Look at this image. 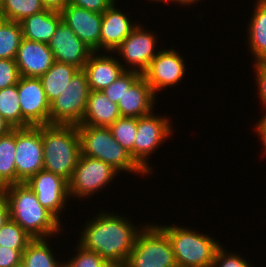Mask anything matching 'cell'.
Listing matches in <instances>:
<instances>
[{"label": "cell", "instance_id": "cell-35", "mask_svg": "<svg viewBox=\"0 0 266 267\" xmlns=\"http://www.w3.org/2000/svg\"><path fill=\"white\" fill-rule=\"evenodd\" d=\"M20 74L15 60L0 59V90L18 83Z\"/></svg>", "mask_w": 266, "mask_h": 267}, {"label": "cell", "instance_id": "cell-37", "mask_svg": "<svg viewBox=\"0 0 266 267\" xmlns=\"http://www.w3.org/2000/svg\"><path fill=\"white\" fill-rule=\"evenodd\" d=\"M117 0H68V4L96 13H104Z\"/></svg>", "mask_w": 266, "mask_h": 267}, {"label": "cell", "instance_id": "cell-9", "mask_svg": "<svg viewBox=\"0 0 266 267\" xmlns=\"http://www.w3.org/2000/svg\"><path fill=\"white\" fill-rule=\"evenodd\" d=\"M117 175L119 176V172L108 163L80 154L72 177L68 181L69 197L86 200L103 187L110 186Z\"/></svg>", "mask_w": 266, "mask_h": 267}, {"label": "cell", "instance_id": "cell-40", "mask_svg": "<svg viewBox=\"0 0 266 267\" xmlns=\"http://www.w3.org/2000/svg\"><path fill=\"white\" fill-rule=\"evenodd\" d=\"M266 110V109H265ZM255 128V132L258 133V137L261 140L260 142H262V149H263V154L266 155V112L265 114L262 116V118L255 124L254 126Z\"/></svg>", "mask_w": 266, "mask_h": 267}, {"label": "cell", "instance_id": "cell-18", "mask_svg": "<svg viewBox=\"0 0 266 267\" xmlns=\"http://www.w3.org/2000/svg\"><path fill=\"white\" fill-rule=\"evenodd\" d=\"M114 2L102 13L100 33V50L113 52L138 25L137 21H131L128 15L121 11ZM117 8V9H116Z\"/></svg>", "mask_w": 266, "mask_h": 267}, {"label": "cell", "instance_id": "cell-38", "mask_svg": "<svg viewBox=\"0 0 266 267\" xmlns=\"http://www.w3.org/2000/svg\"><path fill=\"white\" fill-rule=\"evenodd\" d=\"M23 251L0 246V267H16L22 261Z\"/></svg>", "mask_w": 266, "mask_h": 267}, {"label": "cell", "instance_id": "cell-42", "mask_svg": "<svg viewBox=\"0 0 266 267\" xmlns=\"http://www.w3.org/2000/svg\"><path fill=\"white\" fill-rule=\"evenodd\" d=\"M153 2H163V3H170L171 1L174 3L180 4V6H191L192 4H197V2H200L202 0H151ZM182 4V5H181Z\"/></svg>", "mask_w": 266, "mask_h": 267}, {"label": "cell", "instance_id": "cell-27", "mask_svg": "<svg viewBox=\"0 0 266 267\" xmlns=\"http://www.w3.org/2000/svg\"><path fill=\"white\" fill-rule=\"evenodd\" d=\"M0 115L13 129L31 127L22 118L17 84L0 90Z\"/></svg>", "mask_w": 266, "mask_h": 267}, {"label": "cell", "instance_id": "cell-16", "mask_svg": "<svg viewBox=\"0 0 266 267\" xmlns=\"http://www.w3.org/2000/svg\"><path fill=\"white\" fill-rule=\"evenodd\" d=\"M65 22L77 37L94 52L100 51V33L102 13H96L84 8L67 4L60 12Z\"/></svg>", "mask_w": 266, "mask_h": 267}, {"label": "cell", "instance_id": "cell-5", "mask_svg": "<svg viewBox=\"0 0 266 267\" xmlns=\"http://www.w3.org/2000/svg\"><path fill=\"white\" fill-rule=\"evenodd\" d=\"M81 154L100 159L115 170L148 176L113 137L109 127L78 125Z\"/></svg>", "mask_w": 266, "mask_h": 267}, {"label": "cell", "instance_id": "cell-11", "mask_svg": "<svg viewBox=\"0 0 266 267\" xmlns=\"http://www.w3.org/2000/svg\"><path fill=\"white\" fill-rule=\"evenodd\" d=\"M16 183H25L43 170L41 126L16 129Z\"/></svg>", "mask_w": 266, "mask_h": 267}, {"label": "cell", "instance_id": "cell-13", "mask_svg": "<svg viewBox=\"0 0 266 267\" xmlns=\"http://www.w3.org/2000/svg\"><path fill=\"white\" fill-rule=\"evenodd\" d=\"M25 183L37 195L40 204L61 222L60 214L70 200L68 181L43 169Z\"/></svg>", "mask_w": 266, "mask_h": 267}, {"label": "cell", "instance_id": "cell-14", "mask_svg": "<svg viewBox=\"0 0 266 267\" xmlns=\"http://www.w3.org/2000/svg\"><path fill=\"white\" fill-rule=\"evenodd\" d=\"M17 87L22 118L31 127L49 125L50 103L41 80L36 77L20 76Z\"/></svg>", "mask_w": 266, "mask_h": 267}, {"label": "cell", "instance_id": "cell-3", "mask_svg": "<svg viewBox=\"0 0 266 267\" xmlns=\"http://www.w3.org/2000/svg\"><path fill=\"white\" fill-rule=\"evenodd\" d=\"M41 136L43 169L69 181L81 154V141L77 126L43 125Z\"/></svg>", "mask_w": 266, "mask_h": 267}, {"label": "cell", "instance_id": "cell-20", "mask_svg": "<svg viewBox=\"0 0 266 267\" xmlns=\"http://www.w3.org/2000/svg\"><path fill=\"white\" fill-rule=\"evenodd\" d=\"M101 53L93 52L83 68L91 91H102L125 71L113 52Z\"/></svg>", "mask_w": 266, "mask_h": 267}, {"label": "cell", "instance_id": "cell-22", "mask_svg": "<svg viewBox=\"0 0 266 267\" xmlns=\"http://www.w3.org/2000/svg\"><path fill=\"white\" fill-rule=\"evenodd\" d=\"M62 21L59 11L45 9L20 22L23 38L48 44Z\"/></svg>", "mask_w": 266, "mask_h": 267}, {"label": "cell", "instance_id": "cell-31", "mask_svg": "<svg viewBox=\"0 0 266 267\" xmlns=\"http://www.w3.org/2000/svg\"><path fill=\"white\" fill-rule=\"evenodd\" d=\"M32 239L31 236L10 218L0 228V246L16 250H25Z\"/></svg>", "mask_w": 266, "mask_h": 267}, {"label": "cell", "instance_id": "cell-30", "mask_svg": "<svg viewBox=\"0 0 266 267\" xmlns=\"http://www.w3.org/2000/svg\"><path fill=\"white\" fill-rule=\"evenodd\" d=\"M114 139L130 153L134 160L137 118L120 117L110 127Z\"/></svg>", "mask_w": 266, "mask_h": 267}, {"label": "cell", "instance_id": "cell-32", "mask_svg": "<svg viewBox=\"0 0 266 267\" xmlns=\"http://www.w3.org/2000/svg\"><path fill=\"white\" fill-rule=\"evenodd\" d=\"M75 247V254L70 260L63 261V267H103L107 261L97 252L83 248L78 243Z\"/></svg>", "mask_w": 266, "mask_h": 267}, {"label": "cell", "instance_id": "cell-4", "mask_svg": "<svg viewBox=\"0 0 266 267\" xmlns=\"http://www.w3.org/2000/svg\"><path fill=\"white\" fill-rule=\"evenodd\" d=\"M159 227L170 239L178 267H212L216 251L222 245L219 240L187 225L160 224Z\"/></svg>", "mask_w": 266, "mask_h": 267}, {"label": "cell", "instance_id": "cell-10", "mask_svg": "<svg viewBox=\"0 0 266 267\" xmlns=\"http://www.w3.org/2000/svg\"><path fill=\"white\" fill-rule=\"evenodd\" d=\"M141 25L139 23L113 52L122 58L120 63L125 70L142 74L148 68L150 61L159 53V49L155 50L159 40L156 38V33L144 29L145 26Z\"/></svg>", "mask_w": 266, "mask_h": 267}, {"label": "cell", "instance_id": "cell-41", "mask_svg": "<svg viewBox=\"0 0 266 267\" xmlns=\"http://www.w3.org/2000/svg\"><path fill=\"white\" fill-rule=\"evenodd\" d=\"M41 2L46 9L59 12L68 4V0H41Z\"/></svg>", "mask_w": 266, "mask_h": 267}, {"label": "cell", "instance_id": "cell-29", "mask_svg": "<svg viewBox=\"0 0 266 267\" xmlns=\"http://www.w3.org/2000/svg\"><path fill=\"white\" fill-rule=\"evenodd\" d=\"M45 9L41 0H4L0 6V18L20 23Z\"/></svg>", "mask_w": 266, "mask_h": 267}, {"label": "cell", "instance_id": "cell-26", "mask_svg": "<svg viewBox=\"0 0 266 267\" xmlns=\"http://www.w3.org/2000/svg\"><path fill=\"white\" fill-rule=\"evenodd\" d=\"M16 129L0 137V186L16 184Z\"/></svg>", "mask_w": 266, "mask_h": 267}, {"label": "cell", "instance_id": "cell-19", "mask_svg": "<svg viewBox=\"0 0 266 267\" xmlns=\"http://www.w3.org/2000/svg\"><path fill=\"white\" fill-rule=\"evenodd\" d=\"M155 93L141 75L132 85H125V91L117 105L121 117L139 118L154 111Z\"/></svg>", "mask_w": 266, "mask_h": 267}, {"label": "cell", "instance_id": "cell-24", "mask_svg": "<svg viewBox=\"0 0 266 267\" xmlns=\"http://www.w3.org/2000/svg\"><path fill=\"white\" fill-rule=\"evenodd\" d=\"M78 70L74 65L55 61L49 70L39 77L50 104L66 89Z\"/></svg>", "mask_w": 266, "mask_h": 267}, {"label": "cell", "instance_id": "cell-39", "mask_svg": "<svg viewBox=\"0 0 266 267\" xmlns=\"http://www.w3.org/2000/svg\"><path fill=\"white\" fill-rule=\"evenodd\" d=\"M9 218L5 187L0 186V228L9 220Z\"/></svg>", "mask_w": 266, "mask_h": 267}, {"label": "cell", "instance_id": "cell-36", "mask_svg": "<svg viewBox=\"0 0 266 267\" xmlns=\"http://www.w3.org/2000/svg\"><path fill=\"white\" fill-rule=\"evenodd\" d=\"M253 70L256 75L258 98L261 100L260 104L262 103V107L266 109V61L253 63Z\"/></svg>", "mask_w": 266, "mask_h": 267}, {"label": "cell", "instance_id": "cell-21", "mask_svg": "<svg viewBox=\"0 0 266 267\" xmlns=\"http://www.w3.org/2000/svg\"><path fill=\"white\" fill-rule=\"evenodd\" d=\"M120 117L117 104L102 91H90L80 125L110 127Z\"/></svg>", "mask_w": 266, "mask_h": 267}, {"label": "cell", "instance_id": "cell-2", "mask_svg": "<svg viewBox=\"0 0 266 267\" xmlns=\"http://www.w3.org/2000/svg\"><path fill=\"white\" fill-rule=\"evenodd\" d=\"M9 217L29 236L51 238L62 232V223L38 201L37 195L26 185L16 183L5 187Z\"/></svg>", "mask_w": 266, "mask_h": 267}, {"label": "cell", "instance_id": "cell-6", "mask_svg": "<svg viewBox=\"0 0 266 267\" xmlns=\"http://www.w3.org/2000/svg\"><path fill=\"white\" fill-rule=\"evenodd\" d=\"M129 267H178L172 244L158 224H145L127 260Z\"/></svg>", "mask_w": 266, "mask_h": 267}, {"label": "cell", "instance_id": "cell-46", "mask_svg": "<svg viewBox=\"0 0 266 267\" xmlns=\"http://www.w3.org/2000/svg\"><path fill=\"white\" fill-rule=\"evenodd\" d=\"M3 2H4V0H0V6L2 5Z\"/></svg>", "mask_w": 266, "mask_h": 267}, {"label": "cell", "instance_id": "cell-28", "mask_svg": "<svg viewBox=\"0 0 266 267\" xmlns=\"http://www.w3.org/2000/svg\"><path fill=\"white\" fill-rule=\"evenodd\" d=\"M22 40L21 24L0 18V59L15 60Z\"/></svg>", "mask_w": 266, "mask_h": 267}, {"label": "cell", "instance_id": "cell-23", "mask_svg": "<svg viewBox=\"0 0 266 267\" xmlns=\"http://www.w3.org/2000/svg\"><path fill=\"white\" fill-rule=\"evenodd\" d=\"M247 29L248 49L254 56L253 62L266 61V0L255 1Z\"/></svg>", "mask_w": 266, "mask_h": 267}, {"label": "cell", "instance_id": "cell-33", "mask_svg": "<svg viewBox=\"0 0 266 267\" xmlns=\"http://www.w3.org/2000/svg\"><path fill=\"white\" fill-rule=\"evenodd\" d=\"M142 74L137 71L125 70L114 82L104 88L102 92L115 104L125 91V85H132Z\"/></svg>", "mask_w": 266, "mask_h": 267}, {"label": "cell", "instance_id": "cell-17", "mask_svg": "<svg viewBox=\"0 0 266 267\" xmlns=\"http://www.w3.org/2000/svg\"><path fill=\"white\" fill-rule=\"evenodd\" d=\"M15 62L20 76L39 78L49 70L55 60L48 44L23 38Z\"/></svg>", "mask_w": 266, "mask_h": 267}, {"label": "cell", "instance_id": "cell-34", "mask_svg": "<svg viewBox=\"0 0 266 267\" xmlns=\"http://www.w3.org/2000/svg\"><path fill=\"white\" fill-rule=\"evenodd\" d=\"M223 247L221 245L217 249L212 267H253L245 257L236 252L228 253L229 251L225 250L226 247Z\"/></svg>", "mask_w": 266, "mask_h": 267}, {"label": "cell", "instance_id": "cell-7", "mask_svg": "<svg viewBox=\"0 0 266 267\" xmlns=\"http://www.w3.org/2000/svg\"><path fill=\"white\" fill-rule=\"evenodd\" d=\"M90 91L86 73L79 69L66 89L50 104V124L80 125Z\"/></svg>", "mask_w": 266, "mask_h": 267}, {"label": "cell", "instance_id": "cell-44", "mask_svg": "<svg viewBox=\"0 0 266 267\" xmlns=\"http://www.w3.org/2000/svg\"><path fill=\"white\" fill-rule=\"evenodd\" d=\"M103 267H129L127 261H109Z\"/></svg>", "mask_w": 266, "mask_h": 267}, {"label": "cell", "instance_id": "cell-12", "mask_svg": "<svg viewBox=\"0 0 266 267\" xmlns=\"http://www.w3.org/2000/svg\"><path fill=\"white\" fill-rule=\"evenodd\" d=\"M175 49L162 47L142 73L155 95L160 90L178 85L185 76V60ZM178 83V84H177Z\"/></svg>", "mask_w": 266, "mask_h": 267}, {"label": "cell", "instance_id": "cell-43", "mask_svg": "<svg viewBox=\"0 0 266 267\" xmlns=\"http://www.w3.org/2000/svg\"><path fill=\"white\" fill-rule=\"evenodd\" d=\"M13 128L8 122L0 115V137L8 134Z\"/></svg>", "mask_w": 266, "mask_h": 267}, {"label": "cell", "instance_id": "cell-25", "mask_svg": "<svg viewBox=\"0 0 266 267\" xmlns=\"http://www.w3.org/2000/svg\"><path fill=\"white\" fill-rule=\"evenodd\" d=\"M48 238L32 239L22 253L26 267H63V260L56 258Z\"/></svg>", "mask_w": 266, "mask_h": 267}, {"label": "cell", "instance_id": "cell-45", "mask_svg": "<svg viewBox=\"0 0 266 267\" xmlns=\"http://www.w3.org/2000/svg\"><path fill=\"white\" fill-rule=\"evenodd\" d=\"M16 267H26L25 264L21 261Z\"/></svg>", "mask_w": 266, "mask_h": 267}, {"label": "cell", "instance_id": "cell-1", "mask_svg": "<svg viewBox=\"0 0 266 267\" xmlns=\"http://www.w3.org/2000/svg\"><path fill=\"white\" fill-rule=\"evenodd\" d=\"M95 216L85 222L78 244L97 252L107 262L127 261L136 238L145 225L136 226L127 217L110 211H102Z\"/></svg>", "mask_w": 266, "mask_h": 267}, {"label": "cell", "instance_id": "cell-15", "mask_svg": "<svg viewBox=\"0 0 266 267\" xmlns=\"http://www.w3.org/2000/svg\"><path fill=\"white\" fill-rule=\"evenodd\" d=\"M48 45L53 52L55 61L71 64L79 69L84 68L90 55L94 52L63 21L58 25Z\"/></svg>", "mask_w": 266, "mask_h": 267}, {"label": "cell", "instance_id": "cell-8", "mask_svg": "<svg viewBox=\"0 0 266 267\" xmlns=\"http://www.w3.org/2000/svg\"><path fill=\"white\" fill-rule=\"evenodd\" d=\"M170 117L156 115L154 111L137 118V133L134 142V161L148 175L153 168L148 162L156 149L173 135Z\"/></svg>", "mask_w": 266, "mask_h": 267}]
</instances>
